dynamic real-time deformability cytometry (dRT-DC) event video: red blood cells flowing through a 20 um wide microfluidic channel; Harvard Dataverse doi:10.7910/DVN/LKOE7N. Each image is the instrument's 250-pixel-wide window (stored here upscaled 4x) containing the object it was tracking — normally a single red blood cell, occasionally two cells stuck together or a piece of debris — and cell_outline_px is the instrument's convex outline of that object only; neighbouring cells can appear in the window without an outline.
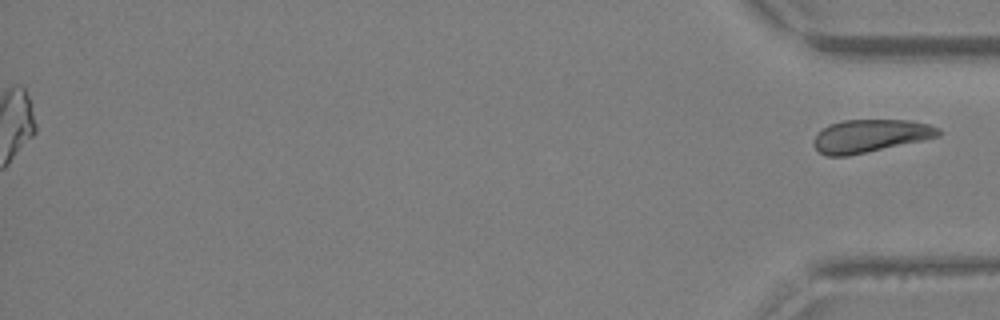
{"species": "Egyptian fruit bat (a non-hibernating species)", "species_latin": "Rousettus aegyptiacus", "temperature_condition": "warm", "stored_images_in_passage": 31, "segment_of_instrument_passage": [2, 2], "camera_frame_rate_fps": 3000, "um_per_image_px": 0.085, "animal": {"sex": "female"}, "frame": {"image": 1, "passage_image": 31, "time_ms": 10.0, "image_size_px": [1000, 320], "cell_outline_px": [[944, 132], [940, 136], [848, 156], [824, 156], [812, 144], [812, 140], [816, 132], [828, 124], [844, 120], [908, 120], [928, 124], [940, 128]], "centroid_in_image_um": [73.93, 11.54], "position_along_channel_um": 361.3, "area_um2": 24.04}}